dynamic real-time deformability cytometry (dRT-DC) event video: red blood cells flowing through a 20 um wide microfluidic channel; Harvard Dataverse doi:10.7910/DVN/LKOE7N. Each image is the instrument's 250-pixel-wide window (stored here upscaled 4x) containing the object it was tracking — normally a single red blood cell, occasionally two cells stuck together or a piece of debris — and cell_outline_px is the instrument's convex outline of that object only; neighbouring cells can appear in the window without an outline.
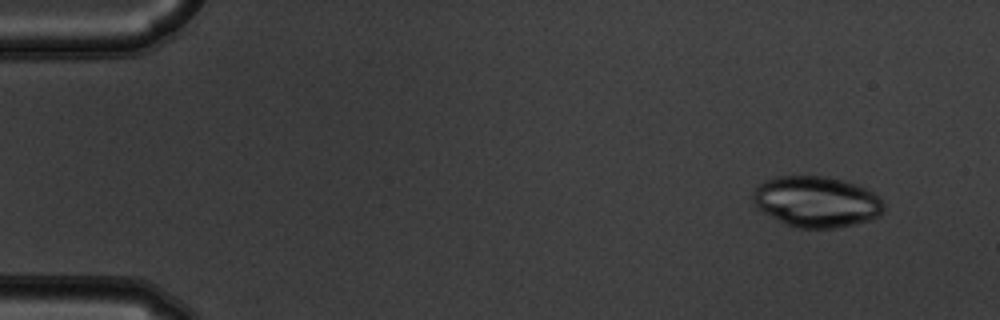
{"species": "common noctule bat (a hibernating species)", "species_latin": "Nyctalus noctula", "temperature_condition": "warm", "stored_images_in_passage": 53, "camera_frame_rate_fps": 3000, "um_per_image_px": 0.085, "animal": {"sex": "male", "body_mass_g": 19.5, "forearm_length_mm": 54.6}, "frame": {"image": 1, "passage_image": 4, "time_ms": 1.0, "image_size_px": [1000, 320], "cell_outline_px": [[884, 208], [880, 216], [868, 220], [836, 228], [800, 228], [788, 224], [756, 208], [752, 200], [752, 192], [764, 180], [772, 176], [824, 176], [844, 180], [864, 188], [880, 196], [884, 204]], "centroid_in_image_um": [69.39, 17.13], "position_along_channel_um": 15.6, "area_um2": 38.73}}
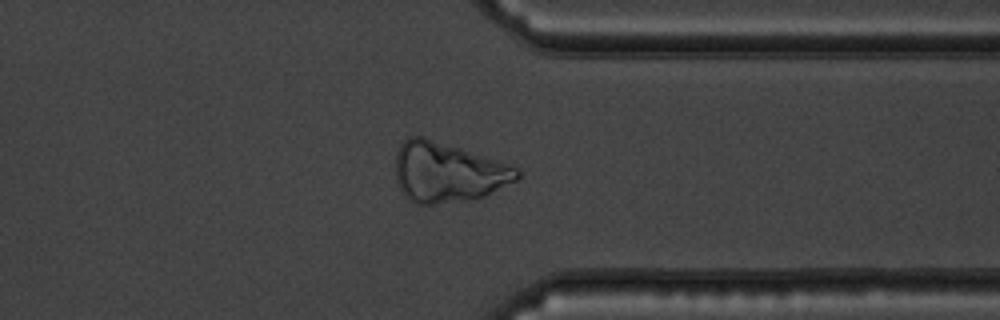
{"frame": {"image": 2, "passage_image": 42, "time_ms": 13.667, "image_size_px": [1000, 320], "cell_outline_px": [[520, 176], [516, 180], [484, 196], [472, 200], [436, 204], [416, 204], [408, 200], [400, 188], [396, 176], [396, 152], [400, 144], [408, 136], [424, 136], [496, 160], [516, 168], [520, 172]], "centroid_in_image_um": [38.01, 14.65], "position_along_channel_um": 373.4, "area_um2": 42.25}}
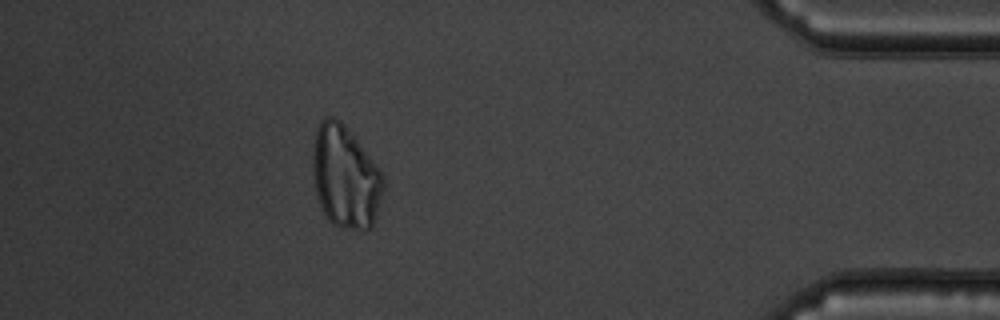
{"frame": {"image": 3, "passage_image": 48, "time_ms": 15.667, "image_size_px": [1000, 320], "cell_outline_px": [[384, 188], [372, 224], [364, 232], [360, 232], [340, 228], [332, 224], [328, 220], [320, 204], [316, 192], [312, 172], [312, 152], [316, 128], [320, 120], [324, 116], [332, 116], [340, 120], [352, 132], [384, 176]], "centroid_in_image_um": [29.33, 15.03], "position_along_channel_um": 405.9, "area_um2": 42.6}}